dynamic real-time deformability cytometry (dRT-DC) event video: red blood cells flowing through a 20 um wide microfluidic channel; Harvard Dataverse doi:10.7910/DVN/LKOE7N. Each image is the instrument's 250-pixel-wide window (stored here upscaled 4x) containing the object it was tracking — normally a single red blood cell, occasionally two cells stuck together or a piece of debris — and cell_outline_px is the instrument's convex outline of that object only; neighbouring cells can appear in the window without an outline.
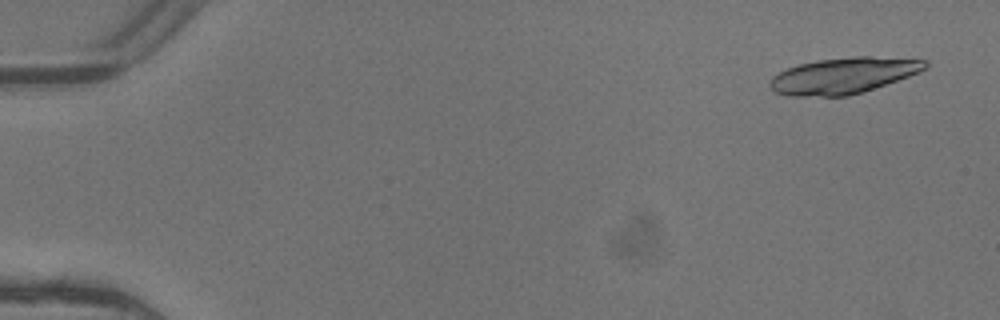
{"species": "common noctule bat (a hibernating species)", "species_latin": "Nyctalus noctula", "temperature_condition": "warm", "stored_images_in_passage": 6, "camera_frame_rate_fps": 3000, "um_per_image_px": 0.085, "animal": {"sex": "female"}, "frame": {"image": 1, "passage_image": 1, "time_ms": 0.0, "image_size_px": [1000, 320], "cell_outline_px": [[928, 64], [920, 72], [864, 92], [848, 96], [788, 96], [776, 92], [768, 84], [772, 76], [788, 68], [800, 64], [816, 60], [856, 56], [872, 56], [928, 60]], "centroid_in_image_um": [71.69, 6.43], "position_along_channel_um": 13.3, "area_um2": 32.6}}